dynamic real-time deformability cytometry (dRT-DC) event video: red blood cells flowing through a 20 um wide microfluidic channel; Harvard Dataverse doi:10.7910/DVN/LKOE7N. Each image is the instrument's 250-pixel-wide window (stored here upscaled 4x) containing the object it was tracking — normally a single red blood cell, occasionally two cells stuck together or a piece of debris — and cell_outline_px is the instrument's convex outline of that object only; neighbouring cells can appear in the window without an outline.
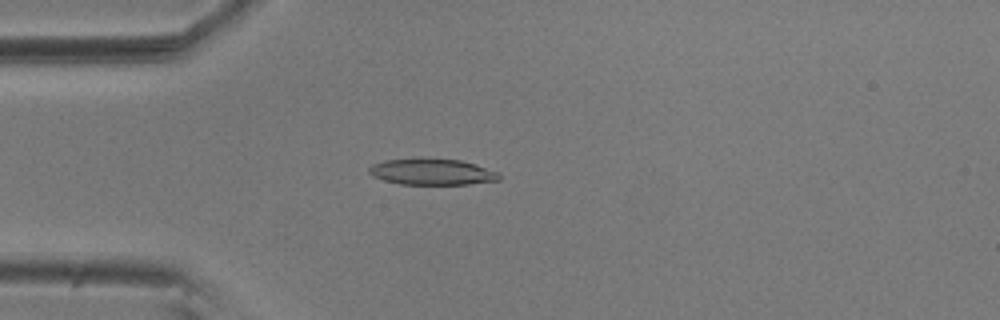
{"species": "common noctule bat (a hibernating species)", "species_latin": "Nyctalus noctula", "temperature_condition": "room temperature", "stored_images_in_passage": 56, "camera_frame_rate_fps": 3000, "um_per_image_px": 0.085, "animal": {"sex": "male", "body_mass_g": 20.5, "forearm_length_mm": 52.5}, "frame": {"image": 1, "passage_image": 15, "time_ms": 4.667, "image_size_px": [1000, 320], "cell_outline_px": [[500, 180], [468, 184], [400, 184], [384, 180], [372, 176], [368, 172], [368, 168], [372, 164], [384, 160], [420, 156], [460, 160], [476, 164], [500, 172]], "centroid_in_image_um": [36.7, 14.57], "position_along_channel_um": 48.3, "area_um2": 20.52}}
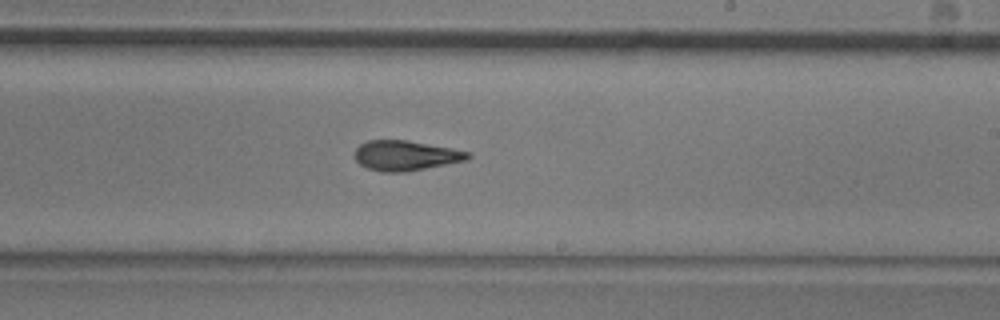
{"frame": {"image": 2, "passage_image": 33, "time_ms": 10.667, "image_size_px": [1000, 320], "cell_outline_px": [[472, 156], [468, 160], [408, 172], [384, 172], [368, 168], [360, 164], [356, 160], [356, 148], [360, 144], [368, 140], [408, 140], [452, 148], [472, 152]], "centroid_in_image_um": [34.54, 13.22], "position_along_channel_um": 254.5, "area_um2": 19.94}}
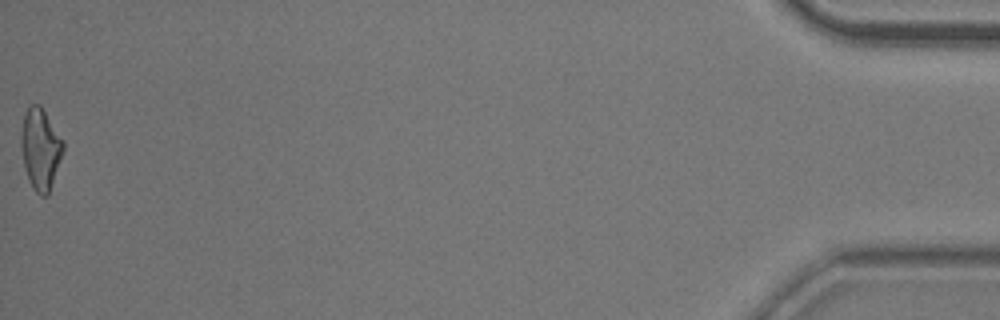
{"frame": {"image": 3, "passage_image": 56, "time_ms": 18.333, "image_size_px": [1000, 320], "cell_outline_px": [[64, 148], [48, 196], [40, 196], [32, 188], [28, 180], [24, 168], [20, 148], [20, 136], [24, 116], [28, 108], [32, 104], [40, 104], [64, 140]], "centroid_in_image_um": [3.43, 12.67], "position_along_channel_um": 431.8, "area_um2": 20.11}, "authors_computed_cell_mechanics": {"area_um2": 19.8832, "velocity_mm_per_s": 3.6253, "shape_relaxation_time_tau1_ms": 5.8567, "shape_relaxation_time_tau2_ms": 3.5526, "deformation_change_tau1": 0.1865, "deformation_change_tau2": 0.109}}